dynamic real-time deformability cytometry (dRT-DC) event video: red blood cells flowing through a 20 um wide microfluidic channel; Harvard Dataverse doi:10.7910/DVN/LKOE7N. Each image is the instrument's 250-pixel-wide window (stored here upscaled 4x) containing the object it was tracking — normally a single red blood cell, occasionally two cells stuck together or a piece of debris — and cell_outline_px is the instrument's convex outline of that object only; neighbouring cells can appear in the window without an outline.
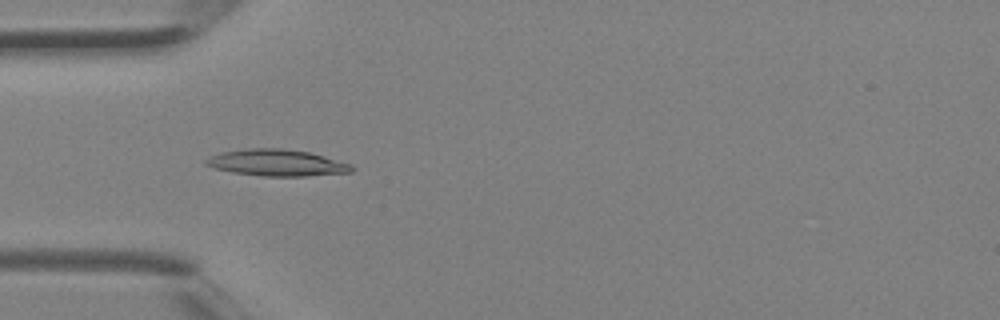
{"species": "Egyptian fruit bat (a non-hibernating species)", "species_latin": "Rousettus aegyptiacus", "temperature_condition": "room temperature", "stored_images_in_passage": 5, "camera_frame_rate_fps": 3000, "um_per_image_px": 0.085, "animal": {"sex": "female"}, "frame": {"image": 1, "passage_image": 4, "time_ms": 1.0, "image_size_px": [1000, 320], "cell_outline_px": [[356, 168], [352, 172], [308, 176], [260, 176], [232, 172], [216, 168], [204, 164], [204, 160], [212, 156], [224, 152], [248, 148], [280, 148], [308, 152], [324, 156], [348, 164]], "centroid_in_image_um": [23.53, 13.84], "position_along_channel_um": 61.5, "area_um2": 22.31}}
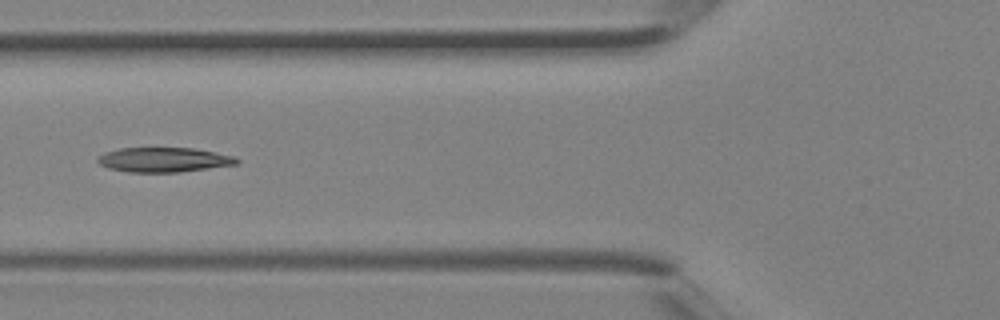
{"frame": {"image": 2, "passage_image": 5, "time_ms": 1.333, "image_size_px": [1000, 320], "cell_outline_px": [[240, 160], [236, 164], [180, 172], [128, 172], [108, 168], [100, 164], [96, 160], [96, 156], [104, 152], [120, 148], [192, 148], [236, 156]], "centroid_in_image_um": [13.89, 13.58], "position_along_channel_um": 111.9, "area_um2": 20.0}}